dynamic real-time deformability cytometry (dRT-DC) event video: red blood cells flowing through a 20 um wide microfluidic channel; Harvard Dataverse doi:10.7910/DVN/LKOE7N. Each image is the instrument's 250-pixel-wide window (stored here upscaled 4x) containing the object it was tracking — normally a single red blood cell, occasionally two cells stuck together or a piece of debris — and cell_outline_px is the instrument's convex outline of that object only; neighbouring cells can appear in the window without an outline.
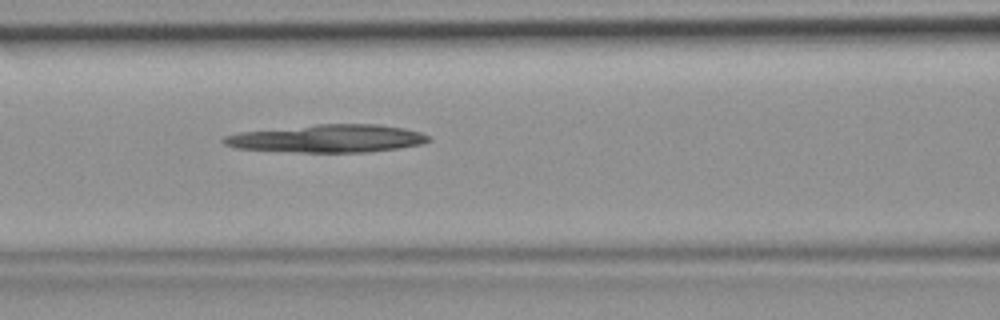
{"species": "common noctule bat (a hibernating species)", "species_latin": "Nyctalus noctula", "temperature_condition": "room temperature", "stored_images_in_passage": 45, "camera_frame_rate_fps": 3000, "um_per_image_px": 0.085, "animal": {"sex": "female", "body_mass_g": 19.9}, "frame": {"image": 1, "passage_image": 19, "time_ms": 6.0, "image_size_px": [1000, 320], "cell_outline_px": [[432, 140], [420, 144], [396, 148], [368, 152], [296, 152], [236, 148], [224, 144], [220, 140], [224, 136], [240, 132], [316, 124], [380, 124], [404, 128], [420, 132], [428, 136]], "centroid_in_image_um": [27.82, 11.77], "position_along_channel_um": 138.8, "area_um2": 33.12}}
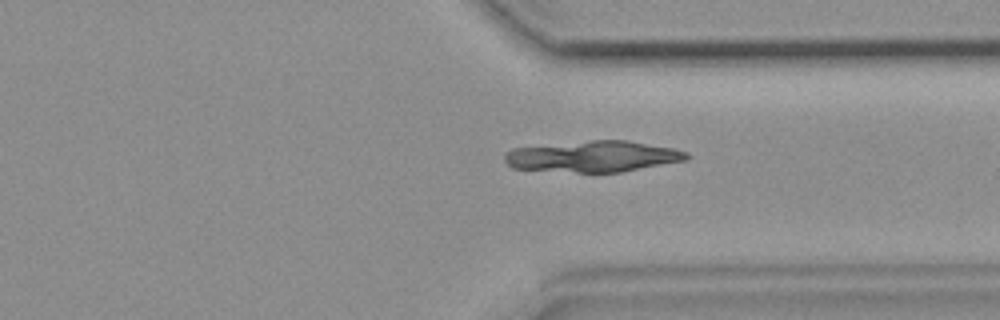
{"frame": {"image": 2, "passage_image": 34, "time_ms": 11.0, "image_size_px": [1000, 320], "cell_outline_px": [[688, 160], [620, 172], [576, 172], [512, 168], [504, 160], [504, 156], [512, 148], [592, 140], [628, 140], [672, 148], [688, 152]], "centroid_in_image_um": [50.43, 13.29], "position_along_channel_um": 361.0, "area_um2": 32.77}}
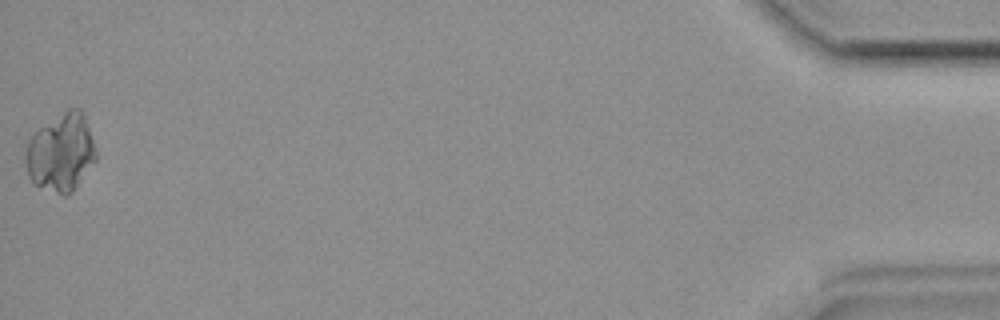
{"frame": {"image": 3, "passage_image": 45, "time_ms": 14.667, "image_size_px": [1000, 320], "cell_outline_px": [[96, 160], [72, 192], [68, 196], [64, 196], [36, 184], [28, 176], [24, 156], [28, 140], [40, 128], [68, 108], [80, 108], [84, 116], [96, 148]], "centroid_in_image_um": [5.18, 12.98], "position_along_channel_um": 430.0, "area_um2": 31.62}}